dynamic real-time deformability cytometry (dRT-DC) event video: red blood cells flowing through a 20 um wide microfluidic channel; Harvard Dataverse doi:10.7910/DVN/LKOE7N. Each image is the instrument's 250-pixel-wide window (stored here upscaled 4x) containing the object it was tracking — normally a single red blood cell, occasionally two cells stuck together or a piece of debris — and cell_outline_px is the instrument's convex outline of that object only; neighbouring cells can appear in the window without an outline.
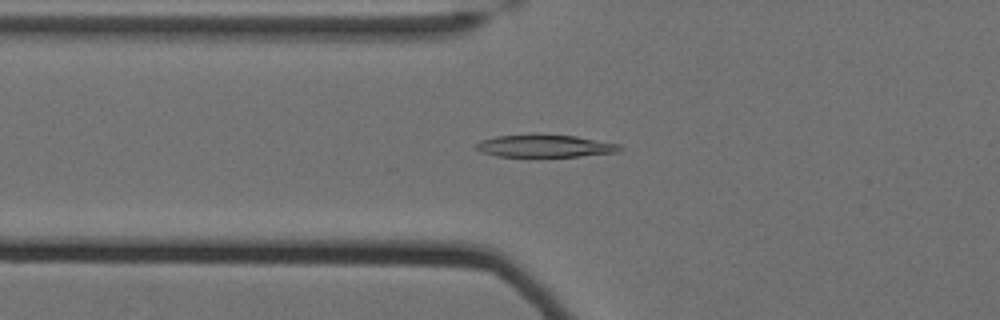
{"species": "Egyptian fruit bat (a non-hibernating species)", "species_latin": "Rousettus aegyptiacus", "temperature_condition": "cold", "stored_images_in_passage": 58, "camera_frame_rate_fps": 3000, "um_per_image_px": 0.085, "animal": {"sex": "female"}, "frame": {"image": 1, "passage_image": 22, "time_ms": 7.0, "image_size_px": [1000, 320], "cell_outline_px": [[624, 148], [620, 152], [580, 156], [496, 156], [480, 152], [476, 148], [476, 144], [480, 140], [496, 136], [576, 136], [620, 144]], "centroid_in_image_um": [46.37, 12.43], "position_along_channel_um": 79.4, "area_um2": 18.26}}
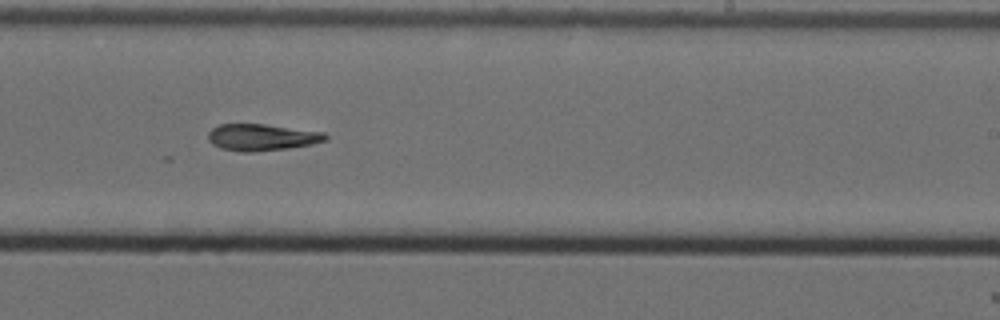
{"frame": {"image": 2, "passage_image": 38, "time_ms": 12.333, "image_size_px": [1000, 320], "cell_outline_px": [[328, 140], [312, 144], [288, 148], [252, 152], [240, 152], [220, 148], [212, 144], [208, 140], [208, 132], [212, 128], [220, 124], [264, 124], [324, 132], [328, 136]], "centroid_in_image_um": [22.24, 11.67], "position_along_channel_um": 266.8, "area_um2": 18.32}}
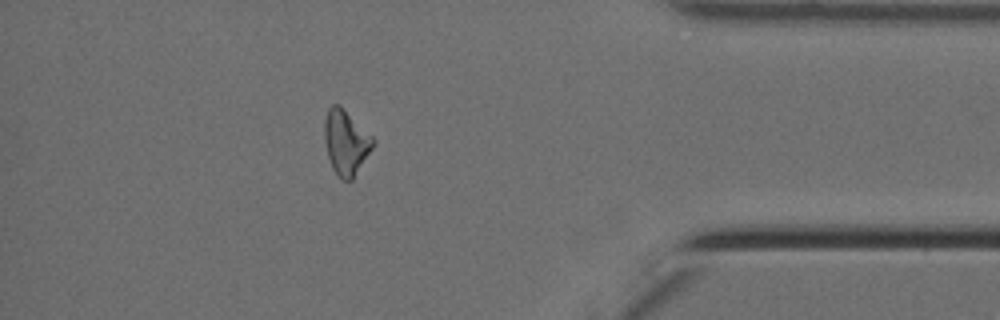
{"frame": {"image": 3, "passage_image": 52, "time_ms": 17.0, "image_size_px": [1000, 320], "cell_outline_px": [[376, 140], [372, 148], [352, 180], [340, 180], [332, 168], [328, 156], [324, 140], [324, 120], [328, 108], [332, 104], [340, 104]], "centroid_in_image_um": [29.38, 12.08], "position_along_channel_um": 405.8, "area_um2": 18.38}}